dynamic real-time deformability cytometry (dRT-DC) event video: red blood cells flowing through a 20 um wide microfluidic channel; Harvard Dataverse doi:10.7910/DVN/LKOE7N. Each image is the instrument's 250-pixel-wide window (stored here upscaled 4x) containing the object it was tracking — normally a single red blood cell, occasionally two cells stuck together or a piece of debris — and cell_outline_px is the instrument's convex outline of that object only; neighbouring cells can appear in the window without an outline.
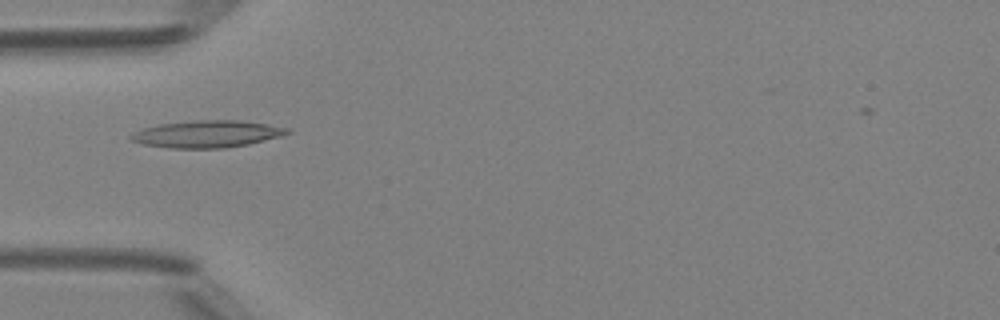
{"species": "Egyptian fruit bat (a non-hibernating species)", "species_latin": "Rousettus aegyptiacus", "temperature_condition": "room temperature", "stored_images_in_passage": 34, "camera_frame_rate_fps": 3000, "um_per_image_px": 0.085, "animal": {"sex": "female"}, "frame": {"image": 1, "passage_image": 1, "time_ms": 0.0, "image_size_px": [1000, 320], "cell_outline_px": [[292, 132], [280, 136], [248, 144], [224, 148], [168, 148], [144, 144], [132, 140], [128, 136], [144, 128], [160, 124], [196, 120], [240, 120], [268, 124], [288, 128]], "centroid_in_image_um": [17.62, 11.39], "position_along_channel_um": 67.4, "area_um2": 24.45}}
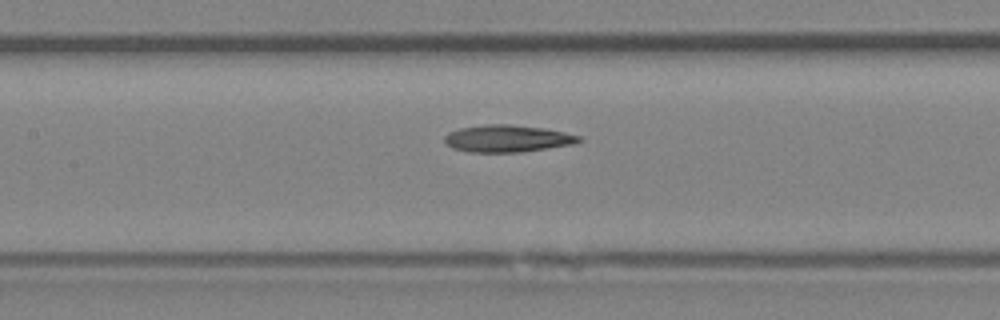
{"frame": {"image": 2, "passage_image": 8, "time_ms": 2.333, "image_size_px": [1000, 320], "cell_outline_px": [[584, 140], [572, 144], [520, 152], [468, 152], [452, 148], [444, 140], [444, 136], [448, 132], [460, 128], [484, 124], [508, 124], [544, 128], [564, 132], [580, 136]], "centroid_in_image_um": [43.1, 11.77], "position_along_channel_um": 164.3, "area_um2": 21.15}}
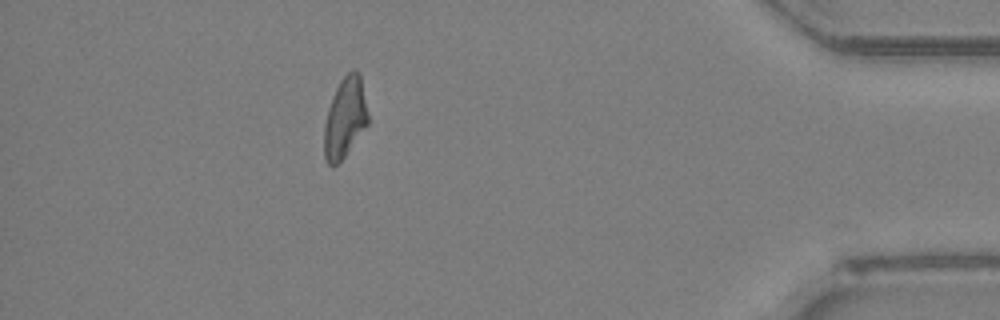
{"frame": {"image": 3, "passage_image": 29, "time_ms": 9.333, "image_size_px": [1000, 320], "cell_outline_px": [[368, 124], [344, 156], [332, 168], [328, 164], [324, 156], [324, 124], [328, 108], [332, 96], [340, 80], [352, 68], [356, 68], [360, 72], [368, 116]], "centroid_in_image_um": [29.31, 9.97], "position_along_channel_um": 405.9, "area_um2": 20.52}, "authors_computed_cell_mechanics": {"area_um2": 20.808, "velocity_mm_per_s": 4.1739, "shape_relaxation_time_tau1_ms": null, "shape_relaxation_time_tau2_ms": 5.6633, "deformation_change_tau1": null, "deformation_change_tau2": 0.1545}}